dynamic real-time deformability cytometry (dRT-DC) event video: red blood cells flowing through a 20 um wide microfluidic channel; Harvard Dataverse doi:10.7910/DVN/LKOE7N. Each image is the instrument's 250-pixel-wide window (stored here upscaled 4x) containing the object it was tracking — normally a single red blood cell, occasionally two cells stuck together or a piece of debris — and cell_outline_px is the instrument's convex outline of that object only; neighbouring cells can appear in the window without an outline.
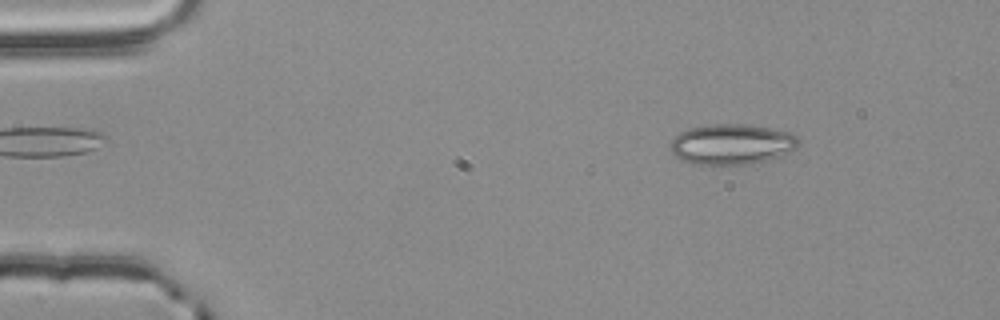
{"species": "common noctule bat (a hibernating species)", "species_latin": "Nyctalus noctula", "temperature_condition": "room temperature", "stored_images_in_passage": 10, "camera_frame_rate_fps": 3000, "um_per_image_px": 0.085, "animal": {"sex": "male", "body_mass_g": 20.4}, "frame": {"image": 1, "passage_image": 1, "time_ms": 0.0, "image_size_px": [1000, 320], "cell_outline_px": [[800, 144], [796, 148], [780, 156], [768, 160], [752, 164], [692, 164], [676, 156], [672, 152], [668, 144], [680, 132], [688, 128], [708, 124], [748, 124], [792, 132], [800, 140]], "centroid_in_image_um": [62.22, 12.25], "position_along_channel_um": 22.8, "area_um2": 30.46}}